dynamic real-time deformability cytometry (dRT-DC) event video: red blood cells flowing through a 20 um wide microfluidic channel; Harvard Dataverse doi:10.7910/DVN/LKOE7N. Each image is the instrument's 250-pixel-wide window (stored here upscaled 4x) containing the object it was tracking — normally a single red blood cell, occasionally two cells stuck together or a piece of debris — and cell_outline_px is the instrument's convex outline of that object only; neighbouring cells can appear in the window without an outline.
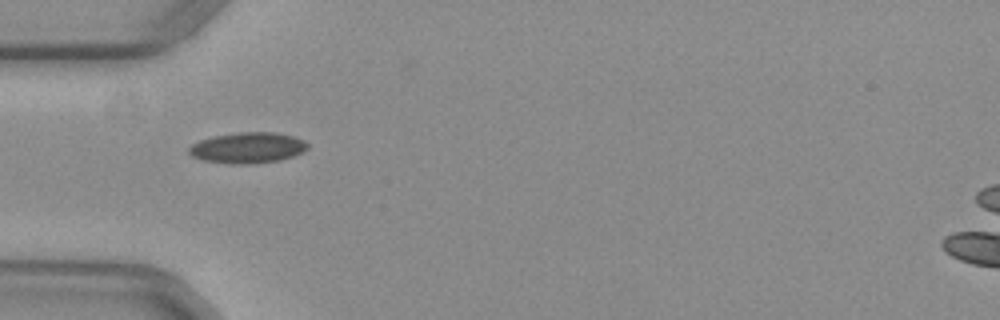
{"species": "common noctule bat (a hibernating species)", "species_latin": "Nyctalus noctula", "temperature_condition": "warm", "stored_images_in_passage": 26, "camera_frame_rate_fps": 3000, "um_per_image_px": 0.085, "animal": {"sex": "female", "body_mass_g": 29.2, "forearm_length_mm": 56.3}, "frame": {"image": 1, "passage_image": 1, "time_ms": 0.0, "image_size_px": [1000, 320], "cell_outline_px": [[308, 148], [292, 156], [280, 160], [248, 164], [232, 164], [204, 160], [192, 156], [188, 152], [188, 148], [192, 144], [200, 140], [212, 136], [240, 132], [276, 132], [292, 136], [304, 140], [308, 144]], "centroid_in_image_um": [21.03, 12.55], "position_along_channel_um": 64.0, "area_um2": 21.21}}
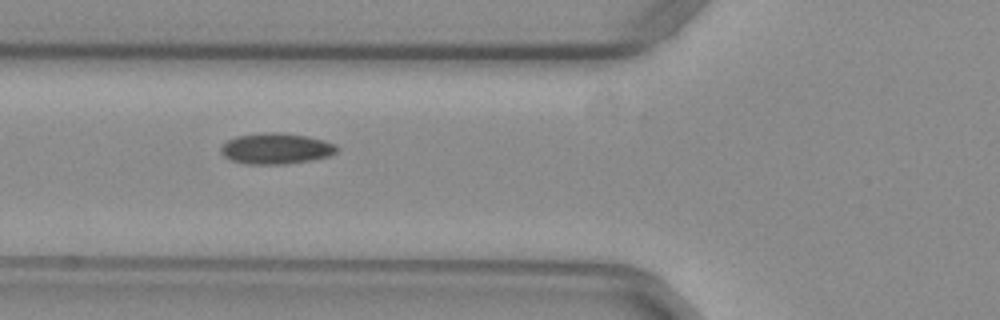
{"frame": {"image": 2, "passage_image": 4, "time_ms": 1.0, "image_size_px": [1000, 320], "cell_outline_px": [[340, 148], [336, 152], [328, 156], [312, 160], [288, 164], [248, 164], [232, 160], [224, 156], [220, 152], [220, 148], [228, 140], [236, 136], [264, 132], [280, 132], [308, 136], [324, 140], [336, 144]], "centroid_in_image_um": [23.49, 12.62], "position_along_channel_um": 102.3, "area_um2": 21.04}, "authors_computed_cell_mechanics": {"area_um2": 19.8543, "velocity_mm_per_s": 3.961, "shape_relaxation_time_tau1_ms": null, "shape_relaxation_time_tau2_ms": 1.8716, "deformation_change_tau1": null, "deformation_change_tau2": 0.0751}}